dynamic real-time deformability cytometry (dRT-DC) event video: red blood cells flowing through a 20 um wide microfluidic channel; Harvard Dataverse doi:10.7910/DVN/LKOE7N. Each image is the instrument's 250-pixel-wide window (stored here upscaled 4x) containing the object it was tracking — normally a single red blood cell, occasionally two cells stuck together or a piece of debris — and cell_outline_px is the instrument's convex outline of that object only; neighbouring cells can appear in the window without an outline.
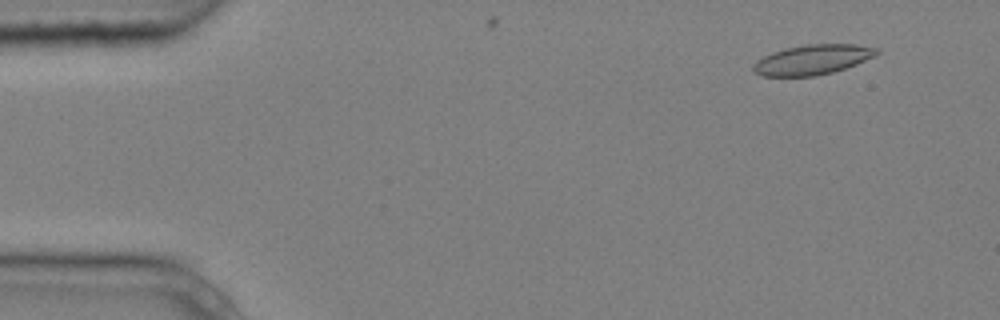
{"species": "common noctule bat (a hibernating species)", "species_latin": "Nyctalus noctula", "temperature_condition": "cold", "stored_images_in_passage": 4, "camera_frame_rate_fps": 3000, "um_per_image_px": 0.085, "animal": {"sex": "male", "body_mass_g": 20.4}, "frame": {"image": 1, "passage_image": 2, "time_ms": 0.333, "image_size_px": [1000, 320], "cell_outline_px": [[880, 52], [876, 56], [856, 64], [832, 72], [816, 76], [764, 76], [756, 72], [752, 68], [752, 64], [756, 60], [772, 52], [784, 48], [808, 44], [856, 44], [880, 48]], "centroid_in_image_um": [69.09, 5.06], "position_along_channel_um": 15.9, "area_um2": 21.62}}
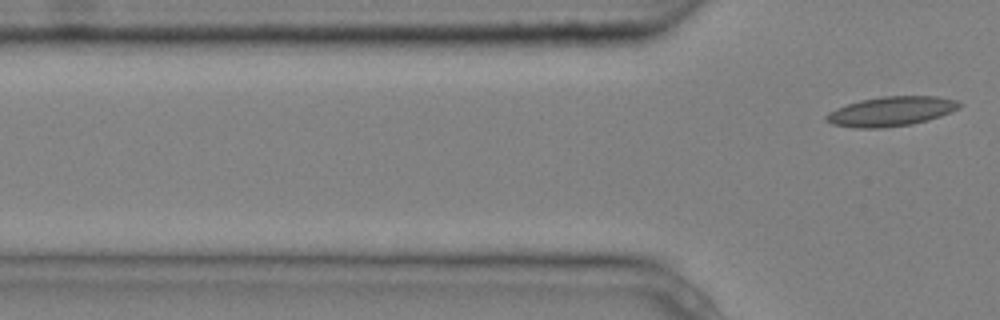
{"frame": {"image": 2, "passage_image": 4, "time_ms": 1.0, "image_size_px": [1000, 320], "cell_outline_px": [[964, 104], [960, 108], [952, 112], [928, 120], [912, 124], [884, 128], [856, 128], [832, 124], [824, 120], [824, 116], [828, 112], [836, 108], [860, 100], [880, 96], [936, 96], [956, 100]], "centroid_in_image_um": [75.75, 9.46], "position_along_channel_um": 50.1, "area_um2": 23.18}}